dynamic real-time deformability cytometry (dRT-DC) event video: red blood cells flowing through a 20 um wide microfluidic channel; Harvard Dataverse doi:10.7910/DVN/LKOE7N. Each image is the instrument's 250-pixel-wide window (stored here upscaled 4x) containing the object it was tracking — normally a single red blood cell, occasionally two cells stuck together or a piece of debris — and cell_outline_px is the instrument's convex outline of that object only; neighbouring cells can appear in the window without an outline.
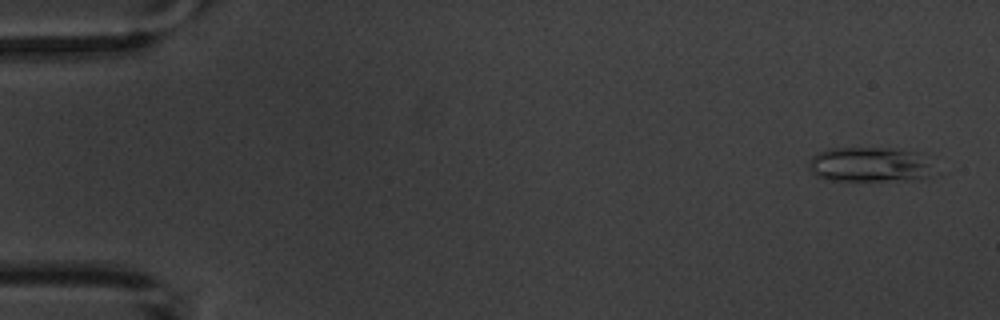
{"species": "common noctule bat (a hibernating species)", "species_latin": "Nyctalus noctula", "temperature_condition": "warm", "stored_images_in_passage": 4, "camera_frame_rate_fps": 3000, "um_per_image_px": 0.085, "animal": {"sex": "male", "body_mass_g": 20.1, "forearm_length_mm": 53.5}, "frame": {"image": 1, "passage_image": 1, "time_ms": 0.0, "image_size_px": [1000, 320], "cell_outline_px": [[932, 172], [924, 176], [884, 180], [828, 180], [816, 176], [812, 172], [808, 164], [808, 160], [812, 156], [828, 148], [892, 148], [924, 152], [932, 168]], "centroid_in_image_um": [73.87, 13.94], "position_along_channel_um": 11.1, "area_um2": 25.14}}
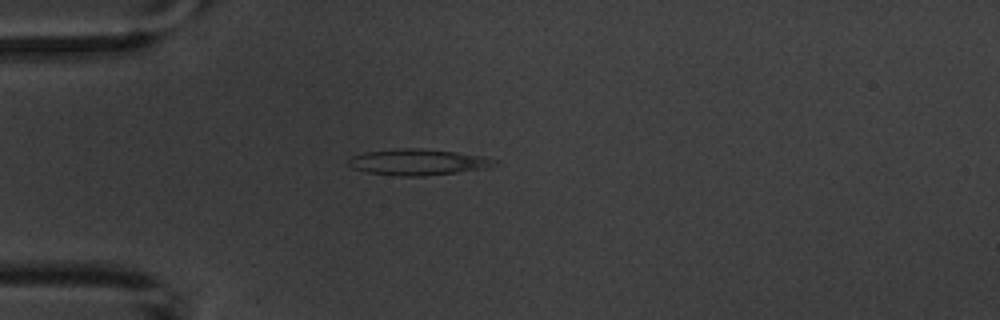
{"frame": {"image": 2, "passage_image": 4, "time_ms": 4.333, "image_size_px": [1000, 320], "cell_outline_px": [[500, 164], [488, 168], [424, 176], [400, 176], [368, 172], [352, 168], [348, 164], [348, 160], [352, 156], [364, 152], [400, 148], [420, 148], [456, 152], [484, 156], [500, 160]], "centroid_in_image_um": [35.59, 13.77], "position_along_channel_um": 49.4, "area_um2": 22.37}}